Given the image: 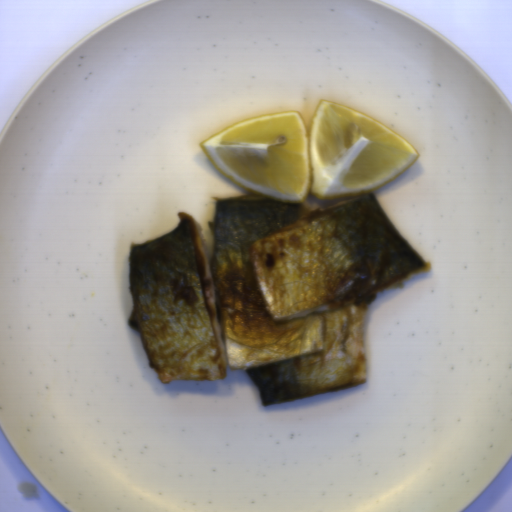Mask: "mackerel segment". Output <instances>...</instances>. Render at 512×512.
I'll list each match as a JSON object with an SVG mask.
<instances>
[{"label":"mackerel segment","instance_id":"1","mask_svg":"<svg viewBox=\"0 0 512 512\" xmlns=\"http://www.w3.org/2000/svg\"><path fill=\"white\" fill-rule=\"evenodd\" d=\"M130 244L127 323L162 384L245 371L261 406L368 379L364 314L377 293L432 269L373 190L327 206L257 194L215 201L213 243L187 211Z\"/></svg>","mask_w":512,"mask_h":512}]
</instances>
